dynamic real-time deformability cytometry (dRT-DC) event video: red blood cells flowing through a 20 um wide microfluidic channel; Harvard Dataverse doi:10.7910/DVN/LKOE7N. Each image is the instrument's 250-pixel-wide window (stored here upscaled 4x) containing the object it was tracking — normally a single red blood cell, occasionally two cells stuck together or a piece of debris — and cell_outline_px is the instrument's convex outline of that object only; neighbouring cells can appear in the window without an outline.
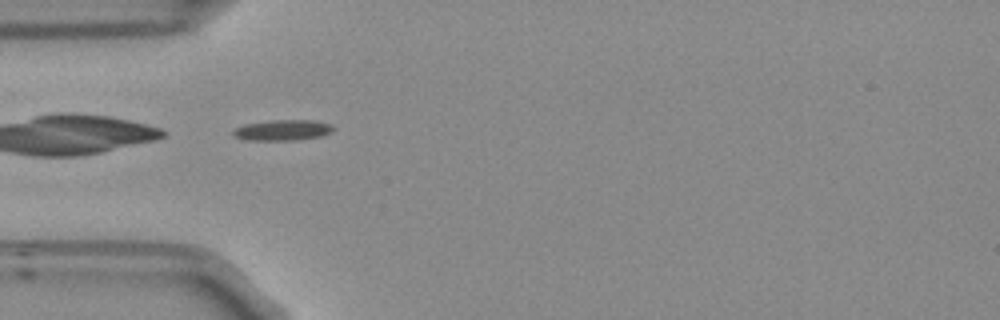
{"species": "Egyptian fruit bat (a non-hibernating species)", "species_latin": "Rousettus aegyptiacus", "temperature_condition": "room temperature", "stored_images_in_passage": 32, "camera_frame_rate_fps": 3000, "um_per_image_px": 0.085, "frame": {"image": 1, "passage_image": 1, "time_ms": 0.0, "image_size_px": [1000, 320], "cell_outline_px": [[336, 128], [332, 132], [320, 136], [292, 140], [252, 140], [236, 136], [232, 132], [236, 128], [244, 124], [272, 120], [316, 120], [332, 124]], "centroid_in_image_um": [24.1, 11.04], "position_along_channel_um": 60.9, "area_um2": 11.96}}
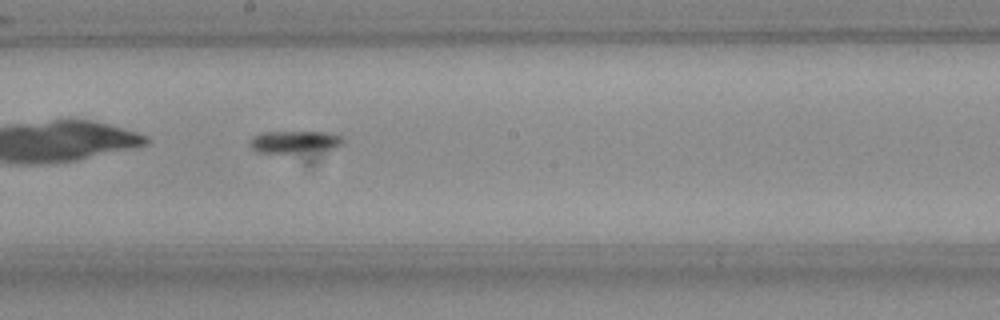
{"frame": {"image": 2, "passage_image": 14, "time_ms": 4.333, "image_size_px": [1000, 320], "cell_outline_px": [[344, 140], [340, 144], [332, 148], [288, 152], [260, 152], [252, 148], [248, 144], [248, 140], [252, 136], [260, 132], [332, 132], [344, 136]], "centroid_in_image_um": [25.0, 12.01], "position_along_channel_um": 223.2, "area_um2": 11.85}}